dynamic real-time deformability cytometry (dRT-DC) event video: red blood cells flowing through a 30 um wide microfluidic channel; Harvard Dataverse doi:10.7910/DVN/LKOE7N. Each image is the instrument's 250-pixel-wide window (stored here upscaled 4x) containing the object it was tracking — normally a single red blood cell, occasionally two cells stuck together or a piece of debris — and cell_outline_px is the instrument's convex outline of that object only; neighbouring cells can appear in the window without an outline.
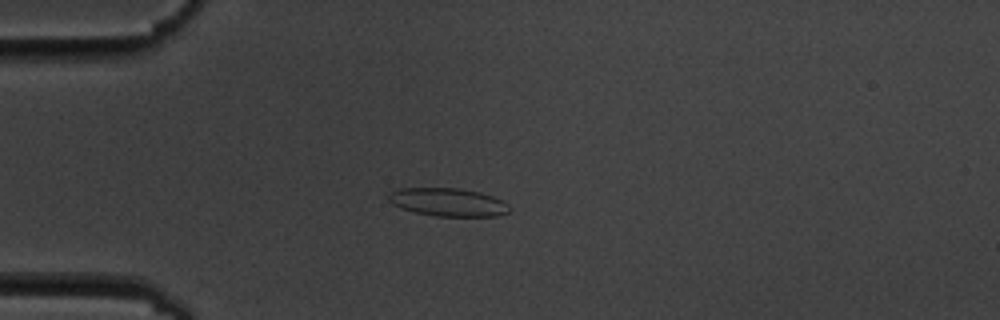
{"species": "common noctule bat (a hibernating species)", "species_latin": "Nyctalus noctula", "temperature_condition": "cold", "stored_images_in_passage": 9, "camera_frame_rate_fps": 3000, "um_per_image_px": 0.085, "animal": {"sex": "male", "body_mass_g": 19.5, "forearm_length_mm": 54.6}, "frame": {"image": 1, "passage_image": 4, "time_ms": 3.333, "image_size_px": [1000, 320], "cell_outline_px": [[508, 212], [500, 216], [436, 216], [416, 212], [400, 208], [392, 204], [388, 200], [388, 192], [400, 188], [460, 188], [480, 192], [504, 200], [508, 204]], "centroid_in_image_um": [38.07, 17.18], "position_along_channel_um": 46.9, "area_um2": 19.94}}
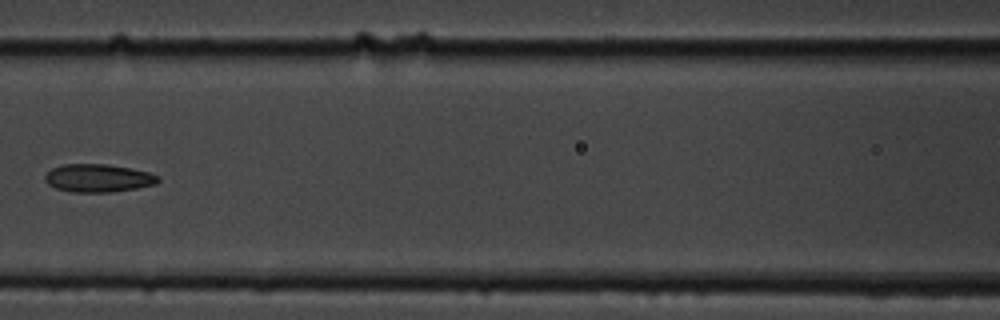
{"frame": {"image": 2, "passage_image": 7, "time_ms": 7.0, "image_size_px": [1000, 320], "cell_outline_px": [[160, 180], [156, 184], [136, 188], [108, 192], [72, 192], [56, 188], [48, 184], [44, 180], [44, 176], [52, 168], [60, 164], [108, 164], [148, 172], [156, 176]], "centroid_in_image_um": [8.29, 15.13], "position_along_channel_um": 158.3, "area_um2": 18.32}}
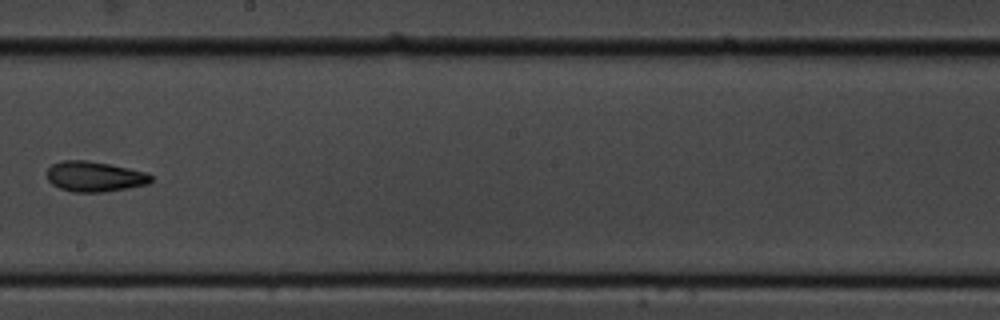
{"frame": {"image": 3, "passage_image": 9, "time_ms": 9.333, "image_size_px": [1000, 320], "cell_outline_px": [[152, 180], [148, 184], [128, 188], [104, 192], [72, 192], [60, 188], [52, 184], [48, 180], [48, 168], [52, 164], [60, 160], [84, 160], [108, 164], [148, 172], [152, 176]], "centroid_in_image_um": [8.05, 15.01], "position_along_channel_um": 240.2, "area_um2": 18.38}}